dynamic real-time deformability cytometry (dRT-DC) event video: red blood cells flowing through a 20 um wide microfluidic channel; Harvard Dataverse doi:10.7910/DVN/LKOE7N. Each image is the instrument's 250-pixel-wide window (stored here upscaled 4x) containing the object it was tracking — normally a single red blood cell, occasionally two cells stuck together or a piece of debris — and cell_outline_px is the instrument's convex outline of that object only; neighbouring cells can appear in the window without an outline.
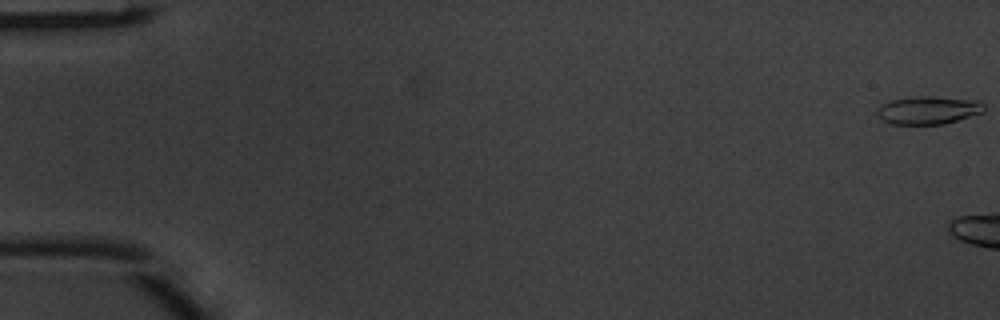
{"species": "common noctule bat (a hibernating species)", "species_latin": "Nyctalus noctula", "temperature_condition": "warm", "stored_images_in_passage": 7, "camera_frame_rate_fps": 3000, "um_per_image_px": 0.085, "animal": {"sex": "male", "body_mass_g": 20.1, "forearm_length_mm": 53.5}, "frame": {"image": 1, "passage_image": 1, "time_ms": 0.0, "image_size_px": [1000, 320], "cell_outline_px": [[984, 112], [944, 124], [892, 124], [876, 116], [876, 108], [880, 104], [892, 100], [912, 96], [932, 96], [980, 100], [984, 104]], "centroid_in_image_um": [78.89, 9.35], "position_along_channel_um": 6.1, "area_um2": 17.69}}
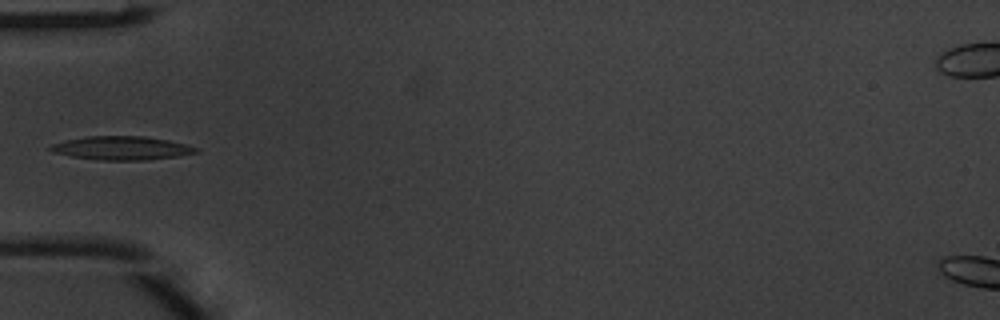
{"frame": {"image": 2, "passage_image": 7, "time_ms": 2.0, "image_size_px": [1000, 320], "cell_outline_px": [[200, 152], [180, 156], [148, 160], [104, 160], [72, 156], [52, 152], [44, 148], [52, 144], [64, 140], [88, 136], [144, 136], [168, 140], [184, 144], [196, 148]], "centroid_in_image_um": [10.31, 12.58], "position_along_channel_um": 74.7, "area_um2": 20.06}}